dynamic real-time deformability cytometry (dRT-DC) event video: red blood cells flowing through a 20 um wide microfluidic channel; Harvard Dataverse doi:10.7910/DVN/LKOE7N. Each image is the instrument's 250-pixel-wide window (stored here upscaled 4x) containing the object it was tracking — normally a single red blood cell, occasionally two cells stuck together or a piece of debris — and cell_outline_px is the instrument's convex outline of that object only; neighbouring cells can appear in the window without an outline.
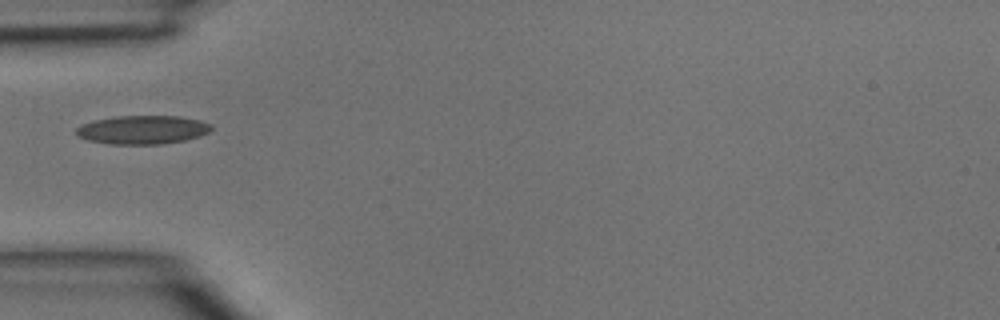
{"species": "common noctule bat (a hibernating species)", "species_latin": "Nyctalus noctula", "temperature_condition": "room temperature", "stored_images_in_passage": 1, "camera_frame_rate_fps": 3000, "um_per_image_px": 0.085, "animal": {"sex": "male", "body_mass_g": 15.6}, "frame": {"image": 1, "passage_image": 1, "time_ms": 0.0, "image_size_px": [1000, 320], "cell_outline_px": [[212, 128], [208, 132], [200, 136], [184, 140], [160, 144], [112, 144], [88, 140], [80, 136], [76, 132], [76, 128], [84, 124], [96, 120], [116, 116], [180, 116], [200, 120], [212, 124]], "centroid_in_image_um": [12.17, 11.02], "position_along_channel_um": 72.8, "area_um2": 22.31}}